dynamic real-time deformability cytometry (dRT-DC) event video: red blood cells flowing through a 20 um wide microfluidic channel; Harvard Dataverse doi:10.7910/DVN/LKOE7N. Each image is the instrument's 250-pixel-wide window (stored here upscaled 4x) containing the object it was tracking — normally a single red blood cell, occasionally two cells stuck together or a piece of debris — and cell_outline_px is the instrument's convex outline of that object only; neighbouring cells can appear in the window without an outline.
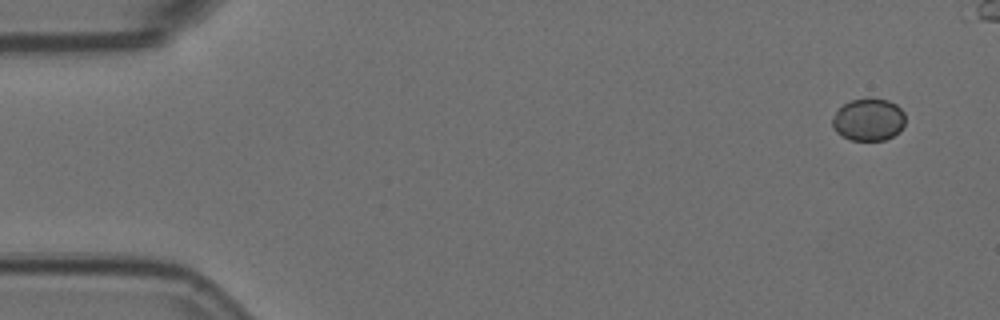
{"species": "Egyptian fruit bat (a non-hibernating species)", "species_latin": "Rousettus aegyptiacus", "temperature_condition": "room temperature", "stored_images_in_passage": 7, "camera_frame_rate_fps": 3000, "um_per_image_px": 0.085, "animal": {"sex": "female"}, "frame": {"image": 1, "passage_image": 1, "time_ms": 0.0, "image_size_px": [1000, 320], "cell_outline_px": [[904, 124], [900, 132], [884, 140], [852, 140], [840, 136], [832, 128], [832, 116], [844, 104], [852, 100], [868, 96], [888, 100], [896, 104], [904, 112]], "centroid_in_image_um": [73.81, 10.15], "position_along_channel_um": 11.2, "area_um2": 18.32}}
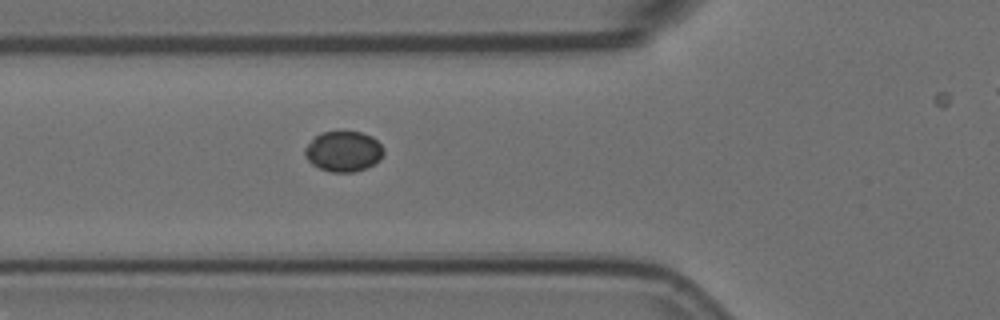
{"frame": {"image": 2, "passage_image": 6, "time_ms": 1.667, "image_size_px": [1000, 320], "cell_outline_px": [[384, 152], [380, 160], [368, 168], [352, 172], [328, 172], [312, 164], [304, 156], [304, 148], [320, 132], [360, 132], [372, 136], [384, 148]], "centroid_in_image_um": [29.2, 12.88], "position_along_channel_um": 96.6, "area_um2": 18.61}}